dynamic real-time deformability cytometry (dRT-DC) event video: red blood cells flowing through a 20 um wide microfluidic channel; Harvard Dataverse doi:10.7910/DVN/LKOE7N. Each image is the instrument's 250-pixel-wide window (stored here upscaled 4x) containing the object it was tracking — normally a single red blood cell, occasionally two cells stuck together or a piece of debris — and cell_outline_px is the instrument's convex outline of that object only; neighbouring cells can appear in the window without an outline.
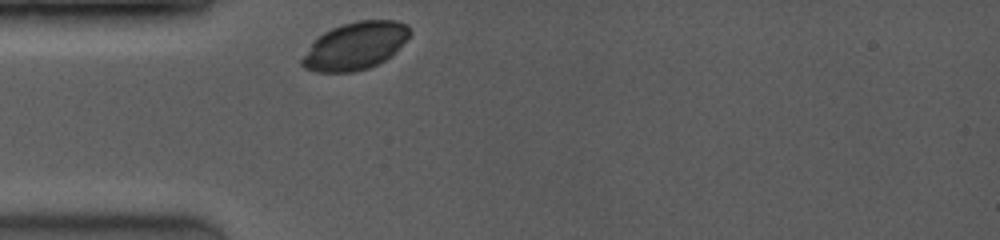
{"species": "common noctule bat (a hibernating species)", "species_latin": "Nyctalus noctula", "temperature_condition": "room temperature", "stored_images_in_passage": 3, "camera_frame_rate_fps": 3500, "um_per_image_px": 0.085, "animal": {"sex": "female", "body_mass_g": 19.0, "forearm_length_mm": 53.3}, "frame": {"image": 1, "passage_image": 1, "time_ms": 0.0, "image_size_px": [1000, 240], "cell_outline_px": [[412, 32], [396, 52], [384, 60], [368, 68], [352, 72], [316, 72], [304, 68], [300, 64], [300, 60], [312, 44], [324, 32], [332, 28], [356, 20], [396, 20], [408, 24]], "centroid_in_image_um": [30.22, 3.9], "position_along_channel_um": 54.8, "area_um2": 29.71}}